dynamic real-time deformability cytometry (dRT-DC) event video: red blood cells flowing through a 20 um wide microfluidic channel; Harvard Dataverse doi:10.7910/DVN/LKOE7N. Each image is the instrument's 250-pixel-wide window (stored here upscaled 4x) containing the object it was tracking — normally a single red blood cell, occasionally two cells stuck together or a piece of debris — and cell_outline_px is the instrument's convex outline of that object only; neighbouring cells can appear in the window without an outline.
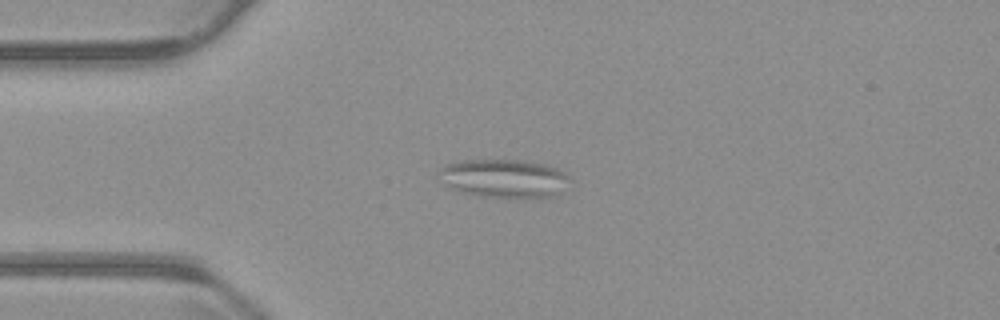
{"species": "common noctule bat (a hibernating species)", "species_latin": "Nyctalus noctula", "temperature_condition": "warm", "stored_images_in_passage": 55, "camera_frame_rate_fps": 3000, "um_per_image_px": 0.085, "animal": {"sex": "male", "body_mass_g": 23.1, "forearm_length_mm": 52.7}, "frame": {"image": 1, "passage_image": 13, "time_ms": 4.0, "image_size_px": [1000, 320], "cell_outline_px": [[568, 176], [556, 196], [524, 200], [476, 196], [460, 192], [452, 188], [436, 172], [444, 164], [460, 160], [524, 160], [544, 164], [556, 168], [564, 172]], "centroid_in_image_um": [42.8, 15.19], "position_along_channel_um": 42.2, "area_um2": 29.71}}
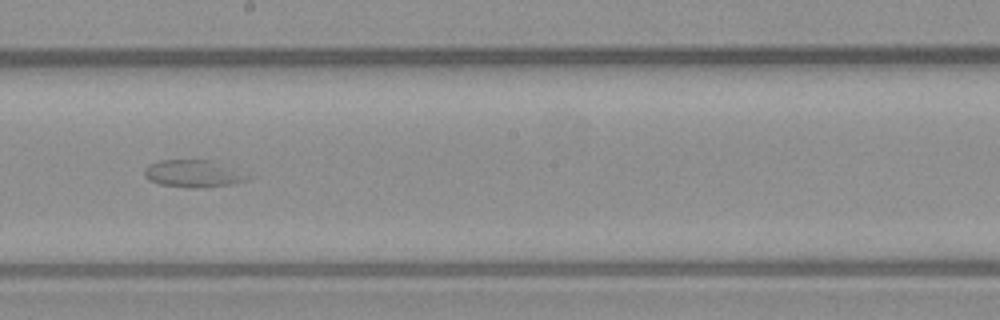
{"frame": {"image": 2, "passage_image": 30, "time_ms": 9.667, "image_size_px": [1000, 320], "cell_outline_px": [[256, 176], [248, 180], [228, 184], [160, 184], [148, 180], [144, 176], [144, 168], [148, 164], [160, 160], [208, 160]], "centroid_in_image_um": [16.41, 14.69], "position_along_channel_um": 231.8, "area_um2": 15.32}}
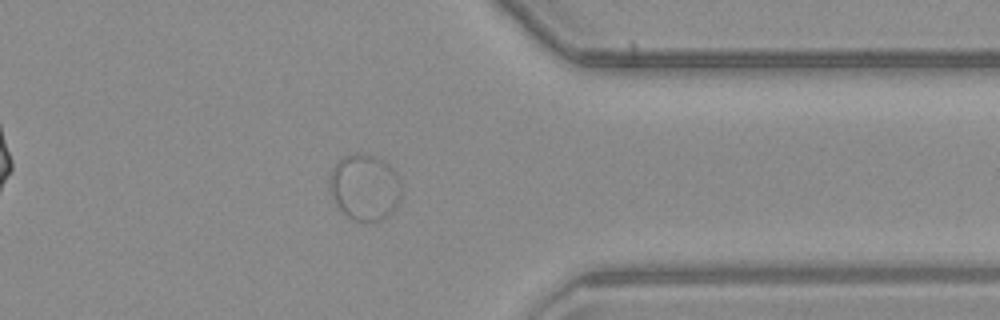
{"frame": {"image": 3, "passage_image": 43, "time_ms": 14.0, "image_size_px": [1000, 320], "cell_outline_px": [[400, 200], [396, 208], [388, 216], [372, 224], [356, 220], [348, 216], [336, 204], [328, 188], [328, 180], [332, 168], [344, 156], [356, 152], [364, 152], [376, 156], [384, 160], [396, 172], [400, 180]], "centroid_in_image_um": [31.01, 15.91], "position_along_channel_um": 380.4, "area_um2": 28.21}}